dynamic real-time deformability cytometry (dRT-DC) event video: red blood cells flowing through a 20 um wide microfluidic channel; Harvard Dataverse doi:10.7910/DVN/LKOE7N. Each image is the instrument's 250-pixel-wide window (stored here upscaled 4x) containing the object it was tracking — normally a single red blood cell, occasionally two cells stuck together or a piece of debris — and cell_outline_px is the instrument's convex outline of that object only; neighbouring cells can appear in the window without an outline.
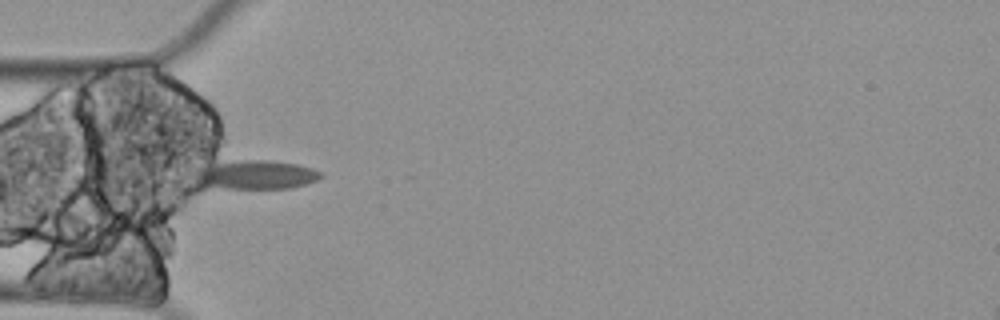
{"species": "Egyptian fruit bat (a non-hibernating species)", "species_latin": "Rousettus aegyptiacus", "temperature_condition": "cold", "stored_images_in_passage": 2, "camera_frame_rate_fps": 3000, "um_per_image_px": 0.085, "animal": {"sex": "female"}, "frame": {"image": 1, "passage_image": 2, "time_ms": 0.333, "image_size_px": [1000, 320], "cell_outline_px": [[324, 176], [316, 180], [292, 188], [196, 188], [192, 176], [196, 168], [216, 164], [240, 160], [272, 160], [300, 164], [312, 168], [320, 172]], "centroid_in_image_um": [21.63, 14.87], "position_along_channel_um": 63.4, "area_um2": 21.79}}